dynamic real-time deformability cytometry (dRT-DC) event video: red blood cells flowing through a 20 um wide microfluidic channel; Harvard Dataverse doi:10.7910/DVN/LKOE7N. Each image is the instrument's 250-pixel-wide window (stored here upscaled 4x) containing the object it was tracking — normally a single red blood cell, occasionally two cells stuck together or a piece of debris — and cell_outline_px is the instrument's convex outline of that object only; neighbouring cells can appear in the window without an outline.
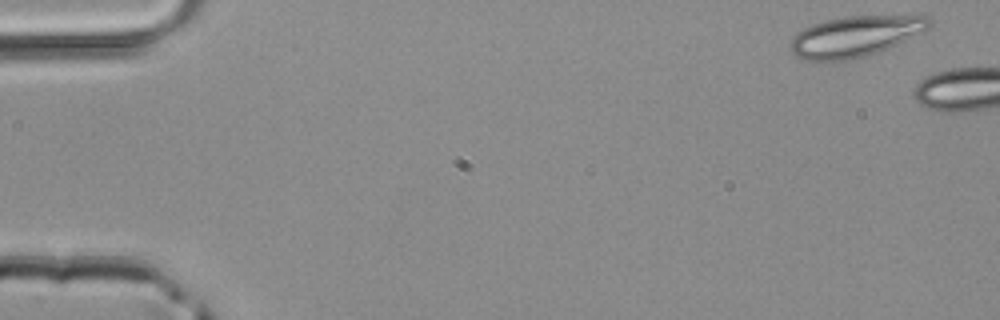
{"species": "common noctule bat (a hibernating species)", "species_latin": "Nyctalus noctula", "temperature_condition": "room temperature", "stored_images_in_passage": 7, "camera_frame_rate_fps": 3000, "um_per_image_px": 0.085, "animal": {"sex": "male", "body_mass_g": 20.4}, "frame": {"image": 1, "passage_image": 1, "time_ms": 0.0, "image_size_px": [1000, 320], "cell_outline_px": [[932, 24], [924, 32], [880, 52], [848, 60], [800, 60], [792, 52], [788, 44], [792, 36], [796, 32], [812, 24], [844, 16], [928, 16], [932, 20]], "centroid_in_image_um": [72.67, 3.09], "position_along_channel_um": 12.3, "area_um2": 33.12}}